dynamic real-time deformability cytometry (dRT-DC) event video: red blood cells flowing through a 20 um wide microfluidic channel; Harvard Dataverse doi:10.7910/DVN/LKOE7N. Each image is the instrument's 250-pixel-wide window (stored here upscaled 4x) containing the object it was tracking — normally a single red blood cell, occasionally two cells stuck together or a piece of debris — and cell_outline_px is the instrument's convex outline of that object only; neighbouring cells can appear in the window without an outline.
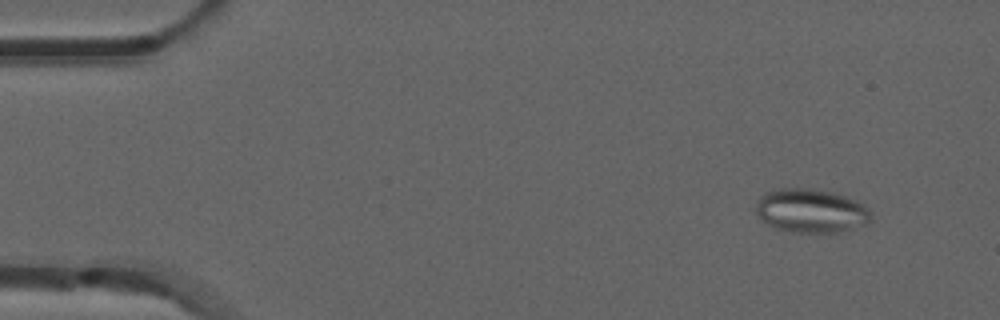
{"species": "common noctule bat (a hibernating species)", "species_latin": "Nyctalus noctula", "temperature_condition": "room temperature", "stored_images_in_passage": 52, "segment_of_instrument_passage": [1, 2], "camera_frame_rate_fps": 3000, "um_per_image_px": 0.085, "animal": {"sex": "male", "forearm_length_mm": 52.5}, "frame": {"image": 1, "passage_image": 5, "time_ms": 1.333, "image_size_px": [1000, 320], "cell_outline_px": [[872, 220], [868, 224], [840, 232], [792, 232], [776, 228], [768, 224], [756, 212], [756, 200], [764, 192], [776, 188], [812, 188], [832, 192], [856, 200], [864, 204], [872, 212]], "centroid_in_image_um": [68.96, 17.9], "position_along_channel_um": 16.0, "area_um2": 29.71}}